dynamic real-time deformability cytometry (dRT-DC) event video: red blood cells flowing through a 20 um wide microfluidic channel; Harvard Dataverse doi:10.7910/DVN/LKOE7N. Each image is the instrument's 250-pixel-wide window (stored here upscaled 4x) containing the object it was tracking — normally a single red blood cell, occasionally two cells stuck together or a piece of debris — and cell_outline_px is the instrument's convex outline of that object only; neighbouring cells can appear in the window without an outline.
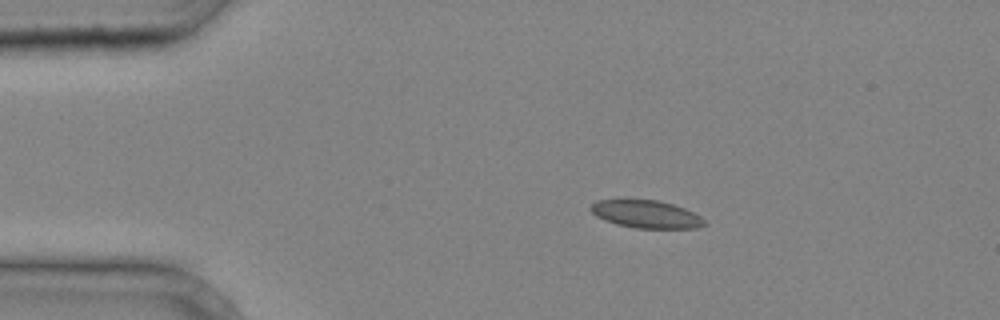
{"species": "common noctule bat (a hibernating species)", "species_latin": "Nyctalus noctula", "temperature_condition": "cold", "stored_images_in_passage": 38, "camera_frame_rate_fps": 3000, "um_per_image_px": 0.085, "animal": {"sex": "male", "body_mass_g": 20.4}, "frame": {"image": 1, "passage_image": 7, "time_ms": 2.0, "image_size_px": [1000, 320], "cell_outline_px": [[708, 224], [696, 228], [636, 228], [616, 224], [604, 220], [596, 216], [588, 208], [596, 200], [656, 200], [672, 204], [684, 208], [700, 216]], "centroid_in_image_um": [54.91, 18.21], "position_along_channel_um": 30.1, "area_um2": 18.26}}
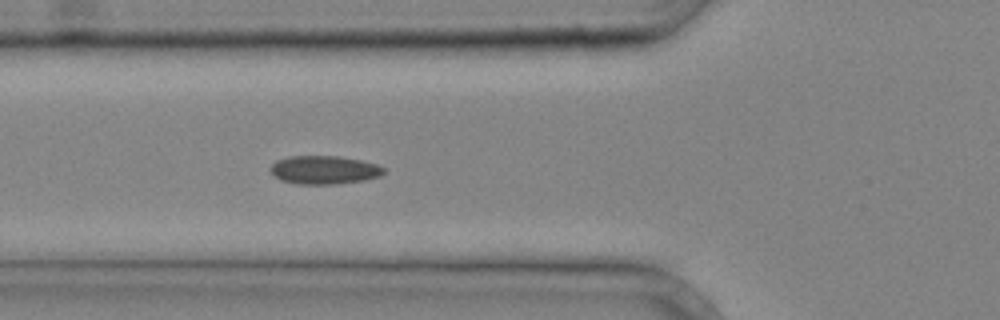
{"frame": {"image": 2, "passage_image": 14, "time_ms": 4.333, "image_size_px": [1000, 320], "cell_outline_px": [[384, 172], [380, 176], [364, 180], [336, 184], [300, 184], [280, 180], [272, 172], [272, 164], [276, 160], [288, 156], [340, 156], [360, 160], [376, 164], [384, 168]], "centroid_in_image_um": [27.56, 14.44], "position_along_channel_um": 98.2, "area_um2": 18.61}}
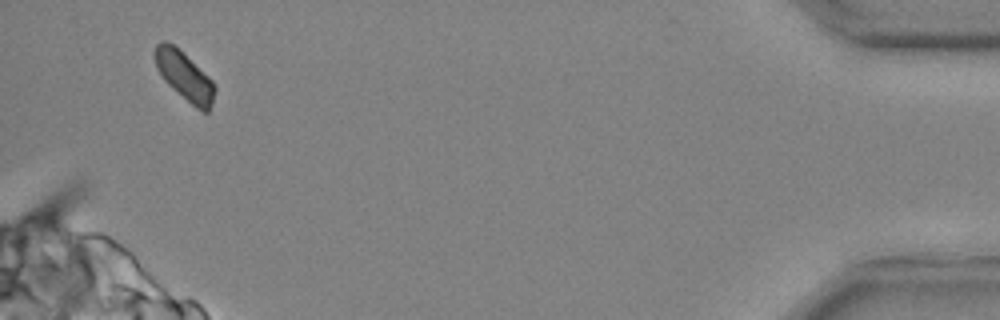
{"frame": {"image": 3, "passage_image": 37, "time_ms": 12.0, "image_size_px": [1000, 320], "cell_outline_px": [[216, 88], [212, 104], [208, 112], [204, 112], [196, 108], [172, 88], [164, 80], [156, 68], [152, 56], [152, 52], [156, 44], [160, 40], [164, 40], [180, 48], [212, 80]], "centroid_in_image_um": [15.64, 6.41], "position_along_channel_um": 419.6, "area_um2": 17.34}}